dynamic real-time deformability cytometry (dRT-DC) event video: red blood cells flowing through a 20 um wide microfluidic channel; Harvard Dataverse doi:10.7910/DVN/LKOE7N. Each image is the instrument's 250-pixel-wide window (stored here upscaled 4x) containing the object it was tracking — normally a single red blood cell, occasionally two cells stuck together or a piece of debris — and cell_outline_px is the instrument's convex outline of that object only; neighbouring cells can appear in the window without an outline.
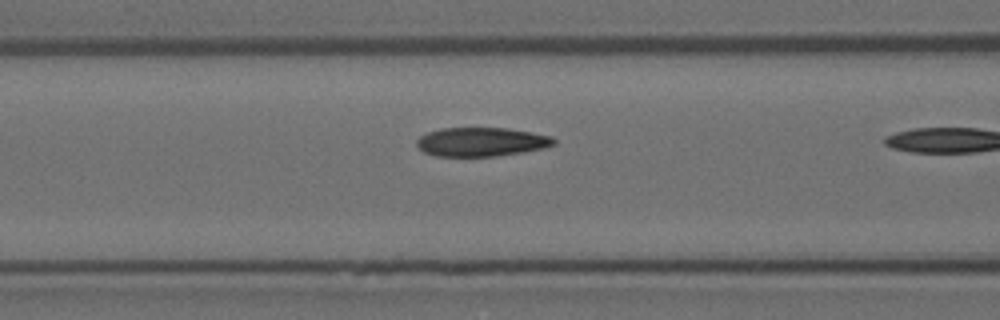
{"species": "Egyptian fruit bat (a non-hibernating species)", "species_latin": "Rousettus aegyptiacus", "temperature_condition": "room temperature", "stored_images_in_passage": 21, "camera_frame_rate_fps": 3000, "um_per_image_px": 0.085, "animal": {"sex": "female"}, "frame": {"image": 1, "passage_image": 20, "time_ms": 6.333, "image_size_px": [1000, 320], "cell_outline_px": [[556, 144], [544, 148], [524, 152], [496, 156], [436, 156], [424, 152], [416, 144], [416, 140], [420, 136], [428, 132], [440, 128], [508, 128], [552, 136], [556, 140]], "centroid_in_image_um": [40.93, 12.06], "position_along_channel_um": 125.7, "area_um2": 23.18}}